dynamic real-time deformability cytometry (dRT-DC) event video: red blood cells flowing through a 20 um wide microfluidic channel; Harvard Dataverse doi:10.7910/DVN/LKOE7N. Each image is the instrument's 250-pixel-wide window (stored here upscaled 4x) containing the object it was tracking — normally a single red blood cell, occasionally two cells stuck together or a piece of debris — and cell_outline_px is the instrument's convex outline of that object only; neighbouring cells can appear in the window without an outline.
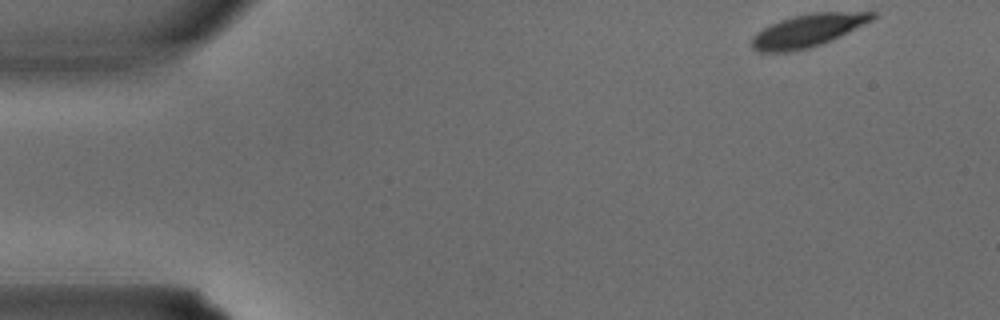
{"species": "common noctule bat (a hibernating species)", "species_latin": "Nyctalus noctula", "temperature_condition": "warm", "stored_images_in_passage": 4, "segment_of_instrument_passage": [1, 2], "camera_frame_rate_fps": 3000, "um_per_image_px": 0.085, "animal": {"sex": "male", "body_mass_g": 15.6}, "frame": {"image": 1, "passage_image": 1, "time_ms": 0.0, "image_size_px": [1000, 320], "cell_outline_px": [[876, 16], [872, 20], [832, 40], [808, 48], [788, 52], [756, 52], [752, 48], [752, 36], [756, 32], [780, 20], [792, 16], [812, 12], [876, 12]], "centroid_in_image_um": [68.63, 2.6], "position_along_channel_um": 16.4, "area_um2": 22.89}}
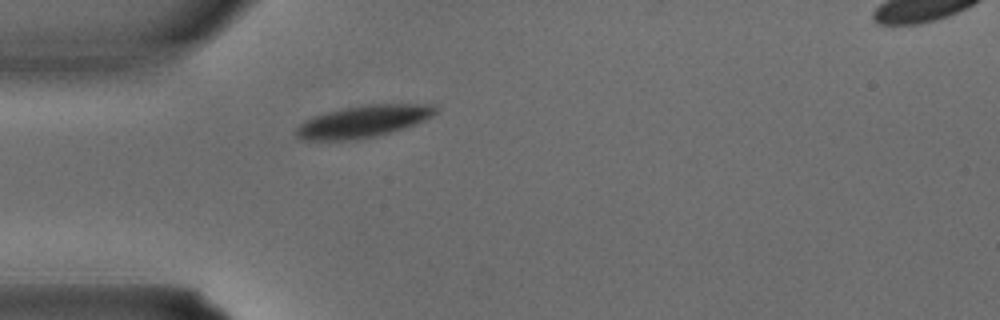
{"frame": {"image": 2, "passage_image": 3, "time_ms": 0.667, "image_size_px": [1000, 320], "cell_outline_px": [[440, 108], [432, 116], [416, 124], [376, 136], [356, 140], [300, 140], [296, 136], [296, 128], [304, 120], [328, 112], [368, 104], [436, 104]], "centroid_in_image_um": [30.91, 10.32], "position_along_channel_um": 54.1, "area_um2": 25.84}}